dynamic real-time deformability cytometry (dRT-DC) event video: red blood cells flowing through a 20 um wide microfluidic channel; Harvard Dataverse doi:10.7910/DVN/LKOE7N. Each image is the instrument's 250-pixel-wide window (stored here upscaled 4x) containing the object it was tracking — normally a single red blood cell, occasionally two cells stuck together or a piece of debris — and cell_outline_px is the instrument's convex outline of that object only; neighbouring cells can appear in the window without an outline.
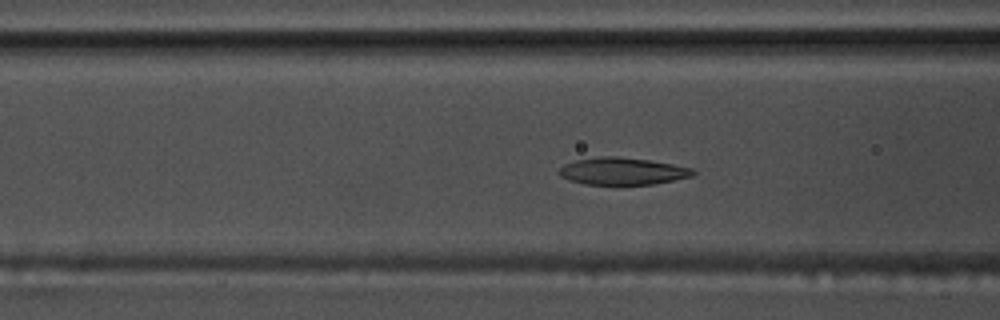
{"species": "common noctule bat (a hibernating species)", "species_latin": "Nyctalus noctula", "temperature_condition": "warm", "stored_images_in_passage": 57, "camera_frame_rate_fps": 3000, "um_per_image_px": 0.085, "animal": {"sex": "male", "body_mass_g": 17.5, "forearm_length_mm": 52.3}, "frame": {"image": 1, "passage_image": 23, "time_ms": 7.333, "image_size_px": [1000, 320], "cell_outline_px": [[696, 172], [692, 176], [652, 184], [584, 184], [568, 180], [560, 176], [556, 172], [564, 164], [576, 160], [600, 156], [616, 156], [648, 160], [672, 164], [692, 168]], "centroid_in_image_um": [52.85, 14.54], "position_along_channel_um": 113.7, "area_um2": 21.1}}
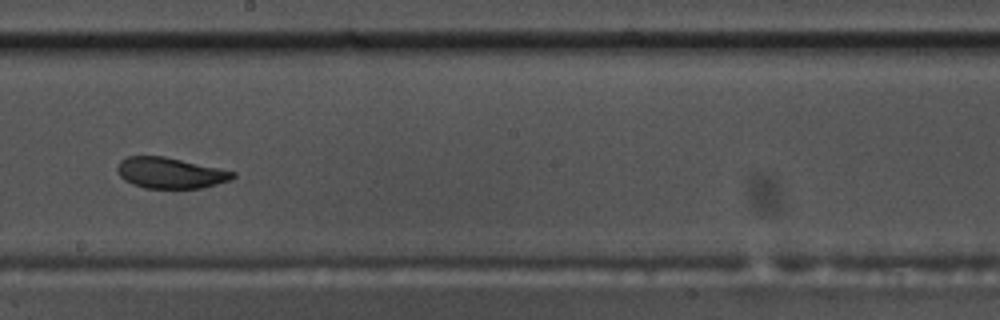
{"frame": {"image": 2, "passage_image": 33, "time_ms": 10.667, "image_size_px": [1000, 320], "cell_outline_px": [[236, 176], [228, 180], [216, 184], [200, 188], [144, 188], [132, 184], [124, 180], [120, 176], [116, 168], [116, 164], [120, 160], [128, 156], [164, 156], [236, 172]], "centroid_in_image_um": [14.42, 14.69], "position_along_channel_um": 233.8, "area_um2": 20.69}}
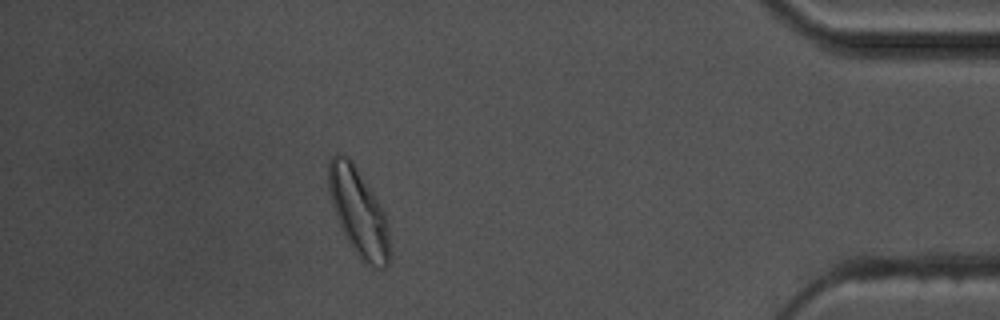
{"frame": {"image": 3, "passage_image": 51, "time_ms": 16.667, "image_size_px": [1000, 320], "cell_outline_px": [[388, 264], [384, 268], [376, 268], [364, 264], [360, 260], [348, 244], [336, 216], [332, 204], [328, 188], [328, 160], [336, 152], [348, 156], [352, 160], [372, 192], [384, 212], [388, 228]], "centroid_in_image_um": [30.43, 18.02], "position_along_channel_um": 404.8, "area_um2": 31.1}, "authors_computed_cell_mechanics": {"area_um2": 21.964, "velocity_mm_per_s": 3.6185, "shape_relaxation_time_tau1_ms": 2.6089, "shape_relaxation_time_tau2_ms": 1.5617, "deformation_change_tau1": 0.1362, "deformation_change_tau2": 0.0794}}